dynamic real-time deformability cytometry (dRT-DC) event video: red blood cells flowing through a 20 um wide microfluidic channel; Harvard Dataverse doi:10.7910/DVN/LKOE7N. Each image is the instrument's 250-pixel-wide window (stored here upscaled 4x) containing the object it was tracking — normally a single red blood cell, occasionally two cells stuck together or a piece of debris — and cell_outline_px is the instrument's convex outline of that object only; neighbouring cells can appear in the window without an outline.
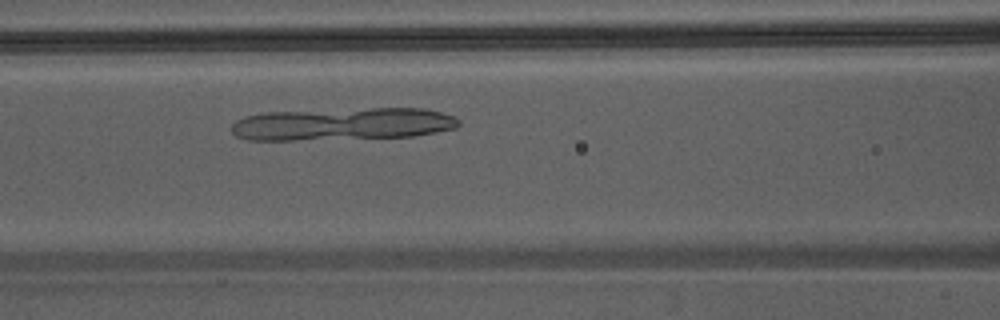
{"species": "Egyptian fruit bat (a non-hibernating species)", "species_latin": "Rousettus aegyptiacus", "temperature_condition": "warm", "stored_images_in_passage": 34, "camera_frame_rate_fps": 3000, "um_per_image_px": 0.085, "animal": {"sex": "male"}, "frame": {"image": 1, "passage_image": 10, "time_ms": 3.0, "image_size_px": [1000, 320], "cell_outline_px": [[460, 124], [456, 128], [412, 136], [292, 140], [244, 140], [236, 136], [232, 132], [232, 124], [236, 120], [244, 116], [264, 112], [372, 108], [424, 108], [456, 116], [460, 120]], "centroid_in_image_um": [29.1, 10.53], "position_along_channel_um": 137.5, "area_um2": 43.12}}